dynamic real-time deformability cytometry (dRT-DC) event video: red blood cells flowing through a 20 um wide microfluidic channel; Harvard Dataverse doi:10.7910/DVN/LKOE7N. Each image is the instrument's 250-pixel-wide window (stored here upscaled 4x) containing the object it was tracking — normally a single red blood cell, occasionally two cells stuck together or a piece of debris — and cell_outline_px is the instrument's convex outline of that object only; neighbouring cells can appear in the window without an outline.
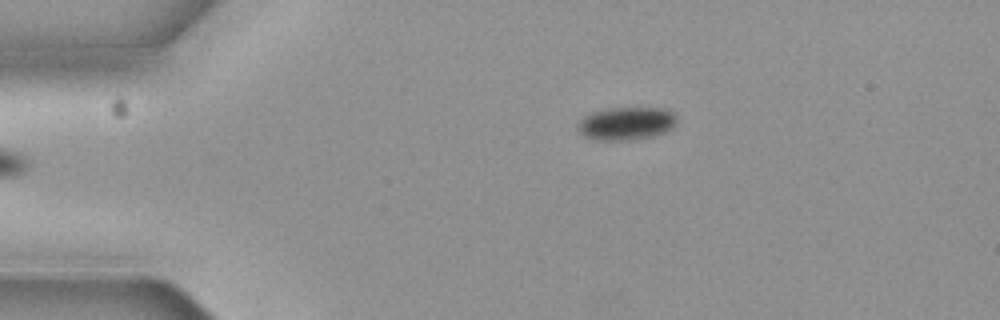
{"species": "common noctule bat (a hibernating species)", "species_latin": "Nyctalus noctula", "temperature_condition": "cold", "stored_images_in_passage": 2, "camera_frame_rate_fps": 3000, "um_per_image_px": 0.085, "animal": {"sex": "female", "body_mass_g": 19.3, "forearm_length_mm": 54.1}, "frame": {"image": 1, "passage_image": 2, "time_ms": 0.333, "image_size_px": [1000, 320], "cell_outline_px": [[676, 124], [672, 128], [664, 132], [652, 136], [628, 140], [592, 140], [584, 136], [580, 132], [576, 124], [584, 116], [592, 112], [608, 108], [664, 108], [672, 112], [676, 116]], "centroid_in_image_um": [53.21, 10.49], "position_along_channel_um": 31.8, "area_um2": 19.07}}